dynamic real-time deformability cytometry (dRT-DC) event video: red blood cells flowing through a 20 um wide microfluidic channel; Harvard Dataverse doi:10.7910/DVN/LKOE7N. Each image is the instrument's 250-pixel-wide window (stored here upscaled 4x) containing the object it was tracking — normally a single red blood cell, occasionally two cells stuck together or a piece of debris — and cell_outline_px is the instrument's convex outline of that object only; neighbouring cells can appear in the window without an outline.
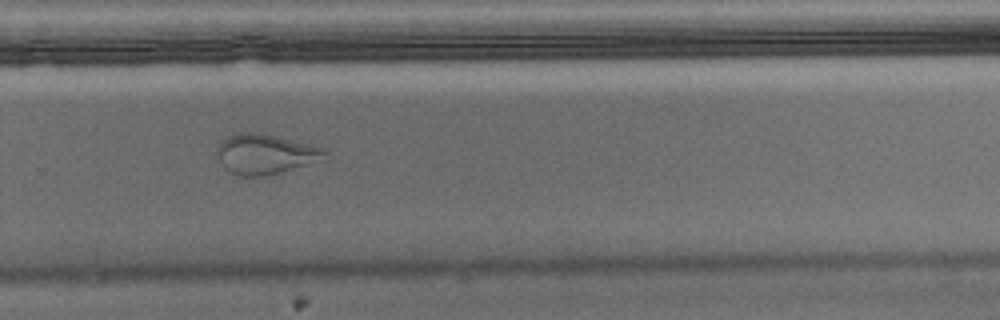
{"species": "Egyptian fruit bat (a non-hibernating species)", "species_latin": "Rousettus aegyptiacus", "temperature_condition": "warm", "stored_images_in_passage": 37, "camera_frame_rate_fps": 3000, "um_per_image_px": 0.085, "animal": {"sex": "male"}, "frame": {"image": 1, "passage_image": 22, "time_ms": 7.0, "image_size_px": [1000, 320], "cell_outline_px": [[328, 160], [264, 176], [240, 176], [224, 168], [220, 164], [216, 156], [216, 148], [228, 136], [236, 132], [260, 132], [328, 148]], "centroid_in_image_um": [22.62, 13.09], "position_along_channel_um": 307.2, "area_um2": 25.78}}